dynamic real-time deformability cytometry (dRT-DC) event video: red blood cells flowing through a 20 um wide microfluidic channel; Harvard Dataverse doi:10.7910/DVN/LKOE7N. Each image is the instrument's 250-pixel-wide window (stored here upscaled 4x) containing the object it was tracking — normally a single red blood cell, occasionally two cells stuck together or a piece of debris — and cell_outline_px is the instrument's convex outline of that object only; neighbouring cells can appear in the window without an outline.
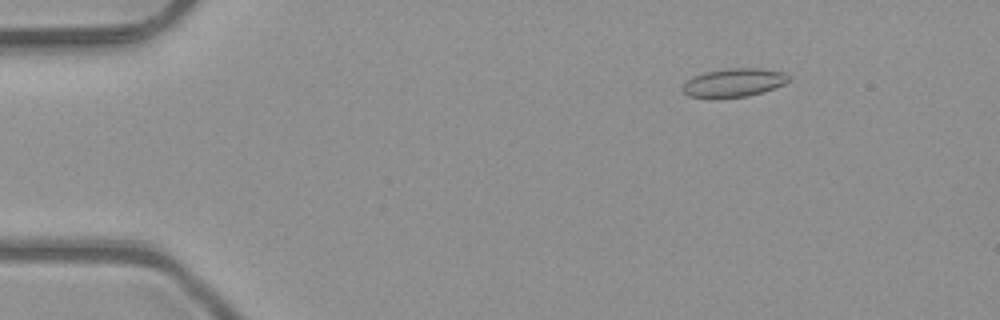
{"species": "common noctule bat (a hibernating species)", "species_latin": "Nyctalus noctula", "temperature_condition": "room temperature", "stored_images_in_passage": 5, "camera_frame_rate_fps": 3000, "um_per_image_px": 0.085, "animal": {"sex": "male", "body_mass_g": 23.1, "forearm_length_mm": 52.7}, "frame": {"image": 1, "passage_image": 5, "time_ms": 1.333, "image_size_px": [1000, 320], "cell_outline_px": [[788, 80], [784, 84], [764, 92], [748, 96], [688, 96], [680, 88], [692, 76], [704, 72], [728, 68], [764, 68], [784, 72], [788, 76]], "centroid_in_image_um": [62.4, 6.99], "position_along_channel_um": 22.6, "area_um2": 17.28}}